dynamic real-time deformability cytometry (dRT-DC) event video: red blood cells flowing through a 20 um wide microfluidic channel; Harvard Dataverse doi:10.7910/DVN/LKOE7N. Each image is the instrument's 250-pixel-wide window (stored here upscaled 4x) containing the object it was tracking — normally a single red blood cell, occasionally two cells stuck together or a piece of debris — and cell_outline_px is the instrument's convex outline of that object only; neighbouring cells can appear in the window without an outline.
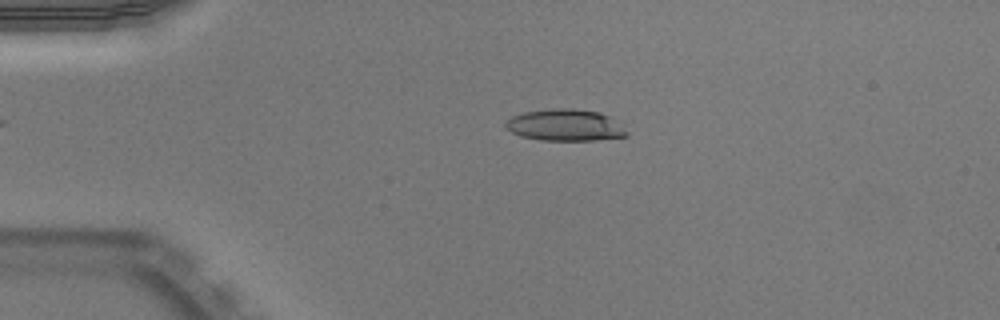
{"species": "Egyptian fruit bat (a non-hibernating species)", "species_latin": "Rousettus aegyptiacus", "temperature_condition": "warm", "stored_images_in_passage": 50, "camera_frame_rate_fps": 3000, "um_per_image_px": 0.085, "animal": {"sex": "male"}, "frame": {"image": 1, "passage_image": 11, "time_ms": 3.333, "image_size_px": [1000, 320], "cell_outline_px": [[628, 136], [596, 140], [540, 140], [520, 136], [504, 128], [504, 124], [512, 116], [524, 112], [552, 108], [572, 108], [600, 112], [608, 116], [628, 132]], "centroid_in_image_um": [48.0, 10.64], "position_along_channel_um": 37.0, "area_um2": 22.31}}
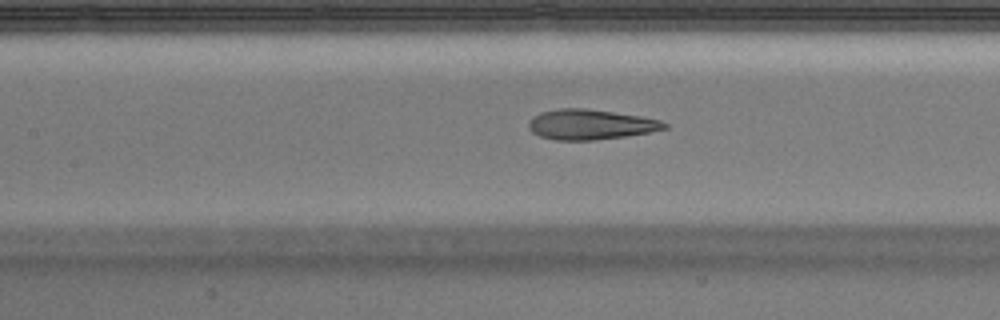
{"frame": {"image": 2, "passage_image": 23, "time_ms": 7.333, "image_size_px": [1000, 320], "cell_outline_px": [[668, 128], [648, 132], [624, 136], [592, 140], [556, 140], [540, 136], [532, 132], [528, 128], [528, 120], [540, 112], [560, 108], [584, 108], [640, 116], [660, 120], [668, 124]], "centroid_in_image_um": [50.15, 10.58], "position_along_channel_um": 157.3, "area_um2": 23.7}}
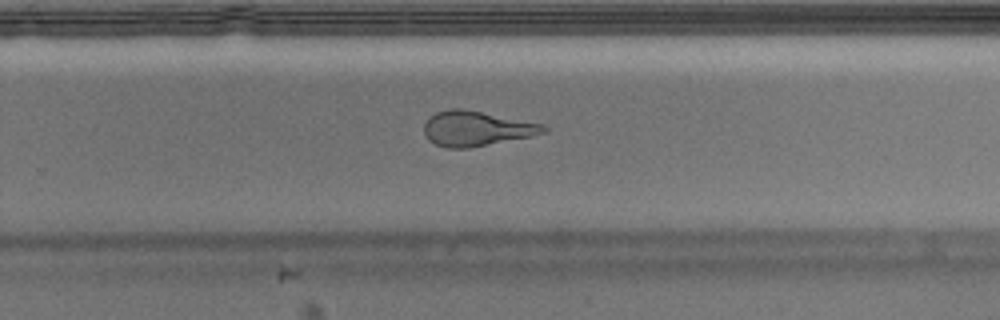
{"frame": {"image": 3, "passage_image": 33, "time_ms": 10.667, "image_size_px": [1000, 320], "cell_outline_px": [[548, 132], [532, 136], [468, 148], [448, 148], [436, 144], [428, 140], [424, 132], [424, 124], [428, 116], [436, 112], [452, 108], [460, 108], [544, 124], [548, 128]], "centroid_in_image_um": [40.49, 10.92], "position_along_channel_um": 289.3, "area_um2": 24.28}, "authors_computed_cell_mechanics": {"area_um2": 24.1604, "velocity_mm_per_s": 3.9707, "shape_relaxation_time_tau1_ms": 9.5603, "shape_relaxation_time_tau2_ms": 1.4944, "deformation_change_tau1": 0.2981, "deformation_change_tau2": 0.1151}}